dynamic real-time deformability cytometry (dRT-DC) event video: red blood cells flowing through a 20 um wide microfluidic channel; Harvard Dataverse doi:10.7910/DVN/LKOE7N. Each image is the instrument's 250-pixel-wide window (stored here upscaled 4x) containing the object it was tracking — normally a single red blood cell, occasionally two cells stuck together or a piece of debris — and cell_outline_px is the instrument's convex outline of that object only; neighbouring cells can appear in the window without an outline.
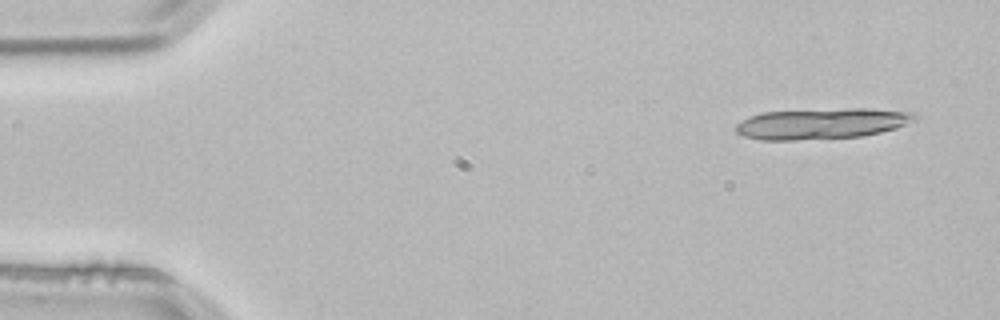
{"species": "common noctule bat (a hibernating species)", "species_latin": "Nyctalus noctula", "temperature_condition": "room temperature", "stored_images_in_passage": 3, "camera_frame_rate_fps": 3000, "um_per_image_px": 0.085, "animal": {"sex": "male", "body_mass_g": 21.5, "forearm_length_mm": 52.0}, "frame": {"image": 1, "passage_image": 1, "time_ms": 0.0, "image_size_px": [1000, 320], "cell_outline_px": [[920, 120], [896, 128], [864, 136], [796, 140], [760, 140], [744, 136], [736, 132], [736, 124], [748, 116], [760, 112], [848, 108], [868, 108], [916, 112], [920, 116]], "centroid_in_image_um": [69.92, 10.49], "position_along_channel_um": 15.1, "area_um2": 32.66}}